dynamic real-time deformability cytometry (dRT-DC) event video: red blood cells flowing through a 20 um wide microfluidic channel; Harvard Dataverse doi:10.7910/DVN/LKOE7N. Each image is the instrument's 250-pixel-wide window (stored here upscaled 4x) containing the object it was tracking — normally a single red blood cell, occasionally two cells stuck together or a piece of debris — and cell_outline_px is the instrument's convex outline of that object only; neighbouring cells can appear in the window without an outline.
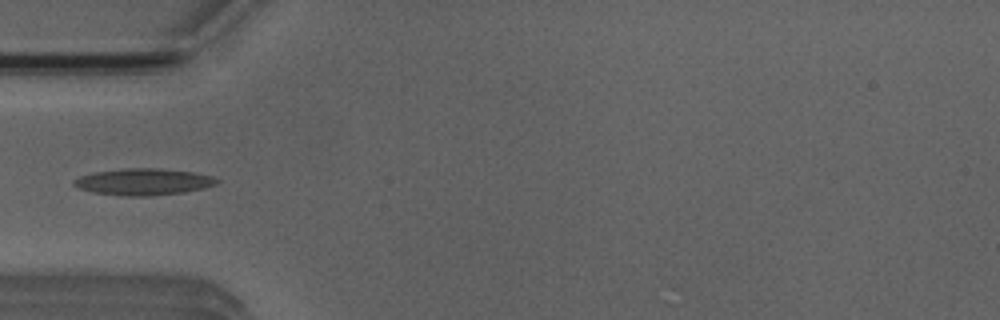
{"species": "Egyptian fruit bat (a non-hibernating species)", "species_latin": "Rousettus aegyptiacus", "temperature_condition": "room temperature", "stored_images_in_passage": 4, "camera_frame_rate_fps": 3000, "um_per_image_px": 0.085, "animal": {"sex": "male"}, "frame": {"image": 1, "passage_image": 4, "time_ms": 3.333, "image_size_px": [1000, 320], "cell_outline_px": [[220, 180], [216, 184], [204, 188], [184, 192], [152, 196], [120, 196], [92, 192], [80, 188], [72, 184], [72, 180], [80, 176], [92, 172], [128, 168], [160, 168], [192, 172], [212, 176]], "centroid_in_image_um": [12.17, 15.46], "position_along_channel_um": 72.8, "area_um2": 22.31}}